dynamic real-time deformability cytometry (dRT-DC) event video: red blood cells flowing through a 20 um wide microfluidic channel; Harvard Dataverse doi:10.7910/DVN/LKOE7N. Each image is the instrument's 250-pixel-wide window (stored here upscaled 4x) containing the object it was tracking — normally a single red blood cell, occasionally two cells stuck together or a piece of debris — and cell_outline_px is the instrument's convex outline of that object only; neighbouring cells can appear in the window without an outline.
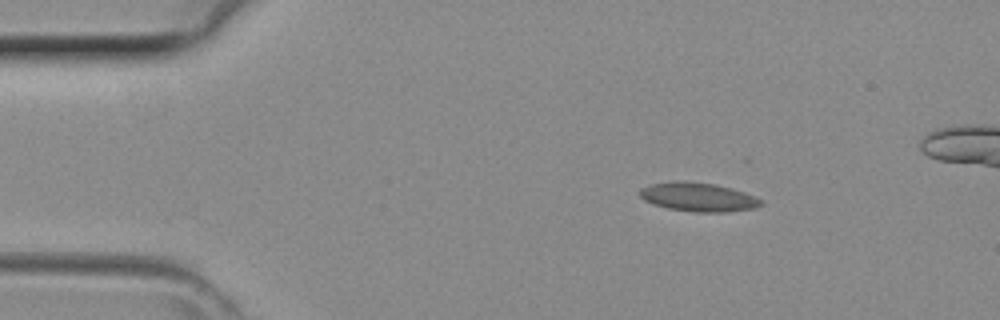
{"species": "common noctule bat (a hibernating species)", "species_latin": "Nyctalus noctula", "temperature_condition": "room temperature", "stored_images_in_passage": 34, "camera_frame_rate_fps": 3000, "um_per_image_px": 0.085, "animal": {"sex": "female", "body_mass_g": 29.2, "forearm_length_mm": 56.3}, "frame": {"image": 1, "passage_image": 1, "time_ms": 0.0, "image_size_px": [1000, 320], "cell_outline_px": [[764, 204], [752, 208], [724, 212], [696, 212], [668, 208], [652, 204], [644, 200], [640, 196], [640, 188], [652, 184], [676, 180], [684, 180], [716, 184], [744, 192], [760, 200]], "centroid_in_image_um": [59.3, 16.73], "position_along_channel_um": 25.7, "area_um2": 20.23}}
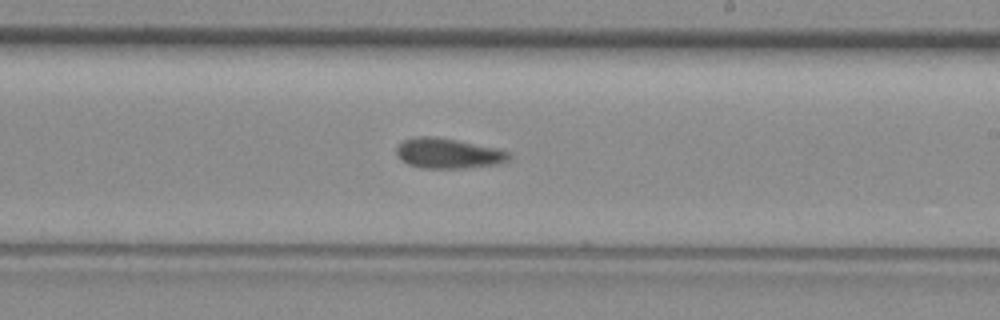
{"frame": {"image": 2, "passage_image": 19, "time_ms": 6.0, "image_size_px": [1000, 320], "cell_outline_px": [[512, 156], [508, 160], [496, 164], [464, 168], [420, 168], [408, 164], [400, 160], [396, 152], [396, 148], [404, 140], [416, 136], [436, 136], [500, 148], [508, 152]], "centroid_in_image_um": [38.09, 13.03], "position_along_channel_um": 250.9, "area_um2": 19.94}}
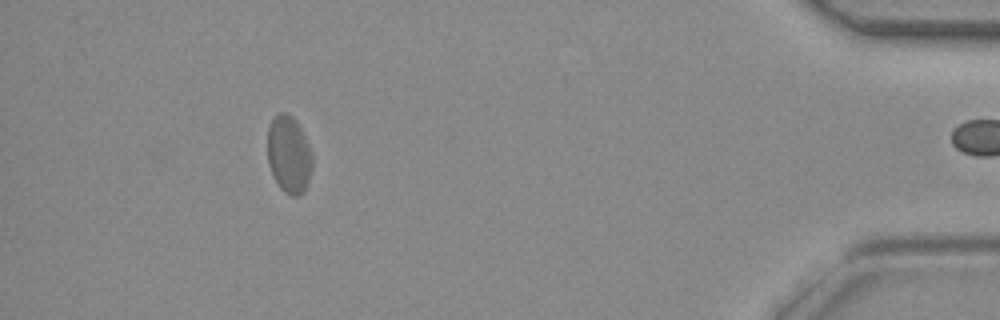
{"frame": {"image": 3, "passage_image": 33, "time_ms": 10.667, "image_size_px": [1000, 320], "cell_outline_px": [[312, 168], [308, 180], [304, 188], [296, 196], [292, 196], [284, 192], [280, 188], [272, 176], [268, 164], [268, 128], [272, 116], [280, 112], [284, 112], [292, 116], [300, 128], [308, 144], [312, 156]], "centroid_in_image_um": [24.52, 13.11], "position_along_channel_um": 410.7, "area_um2": 20.06}}